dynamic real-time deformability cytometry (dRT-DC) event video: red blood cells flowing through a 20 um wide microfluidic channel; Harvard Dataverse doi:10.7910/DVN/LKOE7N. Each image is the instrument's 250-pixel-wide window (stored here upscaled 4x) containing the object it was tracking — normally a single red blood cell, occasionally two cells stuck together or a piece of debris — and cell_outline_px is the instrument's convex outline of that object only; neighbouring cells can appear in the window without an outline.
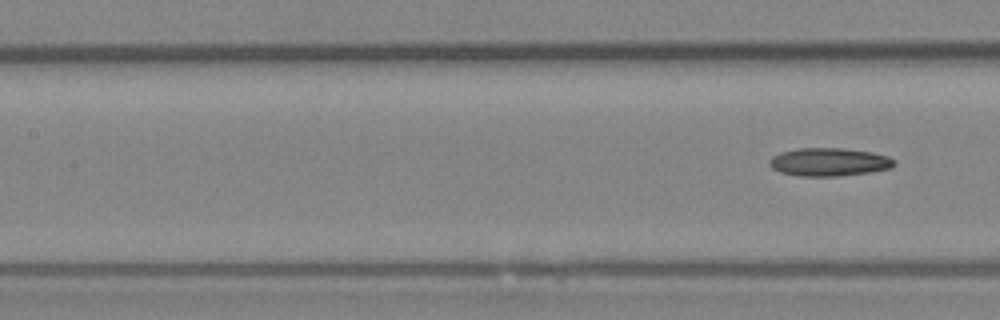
{"species": "Egyptian fruit bat (a non-hibernating species)", "species_latin": "Rousettus aegyptiacus", "temperature_condition": "room temperature", "stored_images_in_passage": 8, "segment_of_instrument_passage": [2, 2], "camera_frame_rate_fps": 3000, "um_per_image_px": 0.085, "animal": {"sex": "female"}, "frame": {"image": 1, "passage_image": 8, "time_ms": 2.333, "image_size_px": [1000, 320], "cell_outline_px": [[896, 164], [892, 168], [868, 172], [840, 176], [800, 176], [780, 172], [772, 168], [768, 160], [772, 156], [780, 152], [796, 148], [844, 148], [872, 152], [888, 156], [896, 160]], "centroid_in_image_um": [70.48, 13.76], "position_along_channel_um": 136.9, "area_um2": 20.63}}